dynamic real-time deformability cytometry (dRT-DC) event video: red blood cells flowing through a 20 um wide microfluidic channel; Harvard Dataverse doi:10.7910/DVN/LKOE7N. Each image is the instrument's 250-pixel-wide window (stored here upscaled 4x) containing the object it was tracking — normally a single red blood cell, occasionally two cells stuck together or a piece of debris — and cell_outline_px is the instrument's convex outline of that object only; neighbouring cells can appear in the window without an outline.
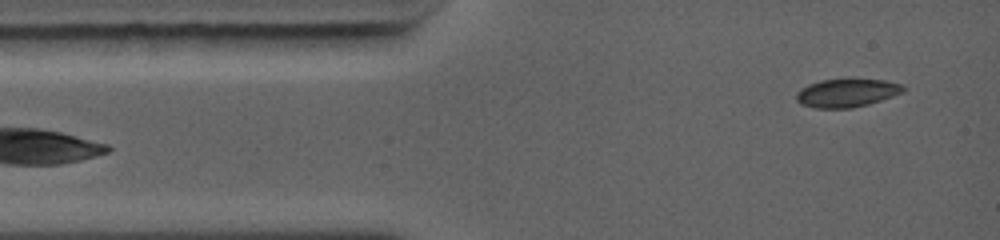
{"species": "common noctule bat (a hibernating species)", "species_latin": "Nyctalus noctula", "temperature_condition": "warm", "stored_images_in_passage": 2, "camera_frame_rate_fps": 5000, "um_per_image_px": 0.085, "animal": {"sex": "female", "body_mass_g": 19.0, "forearm_length_mm": 56.7}, "frame": {"image": 1, "passage_image": 2, "time_ms": 1.0, "image_size_px": [1000, 240], "cell_outline_px": [[904, 92], [868, 104], [852, 108], [816, 108], [800, 104], [796, 100], [796, 92], [800, 88], [808, 84], [820, 80], [848, 76], [884, 80], [904, 84]], "centroid_in_image_um": [71.96, 7.84], "position_along_channel_um": 13.0, "area_um2": 18.44}}